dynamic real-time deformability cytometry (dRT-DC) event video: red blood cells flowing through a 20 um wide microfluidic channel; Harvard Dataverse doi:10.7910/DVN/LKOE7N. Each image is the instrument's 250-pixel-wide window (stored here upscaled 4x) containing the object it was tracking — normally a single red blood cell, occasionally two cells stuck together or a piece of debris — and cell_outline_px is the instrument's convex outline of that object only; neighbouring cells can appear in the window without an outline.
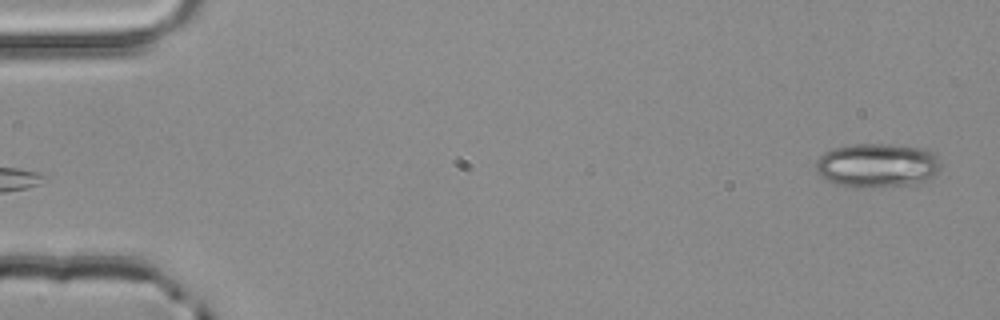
{"species": "common noctule bat (a hibernating species)", "species_latin": "Nyctalus noctula", "temperature_condition": "room temperature", "stored_images_in_passage": 2, "camera_frame_rate_fps": 3000, "um_per_image_px": 0.085, "animal": {"sex": "male", "body_mass_g": 20.4}, "frame": {"image": 1, "passage_image": 2, "time_ms": 0.333, "image_size_px": [1000, 320], "cell_outline_px": [[940, 168], [932, 176], [924, 180], [908, 184], [860, 188], [852, 188], [836, 184], [820, 176], [816, 168], [816, 160], [824, 152], [836, 148], [852, 144], [888, 144], [924, 148], [932, 152], [940, 160]], "centroid_in_image_um": [74.53, 14.05], "position_along_channel_um": 10.5, "area_um2": 31.91}}